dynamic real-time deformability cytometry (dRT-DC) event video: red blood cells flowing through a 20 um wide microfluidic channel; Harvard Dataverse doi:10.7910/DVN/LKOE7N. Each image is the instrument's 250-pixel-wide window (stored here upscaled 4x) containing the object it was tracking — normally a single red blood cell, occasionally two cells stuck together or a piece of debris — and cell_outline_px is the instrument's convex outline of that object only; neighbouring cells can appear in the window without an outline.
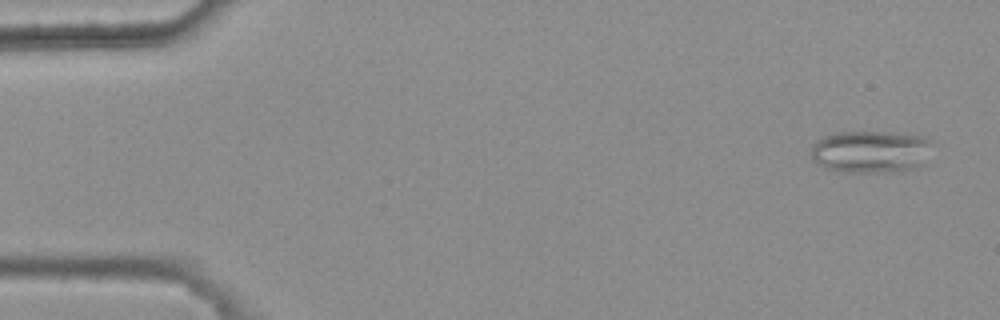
{"species": "common noctule bat (a hibernating species)", "species_latin": "Nyctalus noctula", "temperature_condition": "warm", "stored_images_in_passage": 6, "camera_frame_rate_fps": 3000, "um_per_image_px": 0.085, "animal": {"sex": "female", "body_mass_g": 25.1}, "frame": {"image": 1, "passage_image": 1, "time_ms": 0.0, "image_size_px": [1000, 320], "cell_outline_px": [[936, 144], [920, 164], [904, 172], [840, 172], [824, 168], [812, 156], [812, 144], [816, 140], [824, 136], [836, 132], [888, 132], [920, 136], [932, 140]], "centroid_in_image_um": [74.03, 12.89], "position_along_channel_um": 11.0, "area_um2": 30.11}}